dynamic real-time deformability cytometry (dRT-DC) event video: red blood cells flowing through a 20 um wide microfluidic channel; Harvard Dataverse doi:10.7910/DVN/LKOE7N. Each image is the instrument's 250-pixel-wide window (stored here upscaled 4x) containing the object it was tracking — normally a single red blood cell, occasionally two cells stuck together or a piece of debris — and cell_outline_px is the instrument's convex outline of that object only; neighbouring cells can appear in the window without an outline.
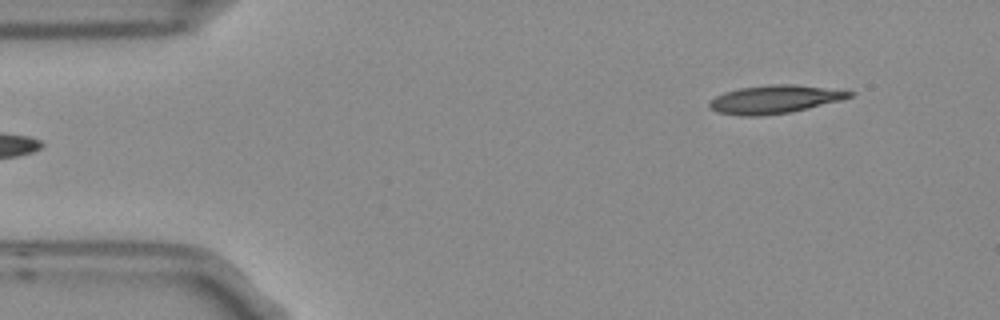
{"species": "Egyptian fruit bat (a non-hibernating species)", "species_latin": "Rousettus aegyptiacus", "temperature_condition": "room temperature", "stored_images_in_passage": 5, "camera_frame_rate_fps": 3000, "um_per_image_px": 0.085, "frame": {"image": 1, "passage_image": 5, "time_ms": 1.333, "image_size_px": [1000, 320], "cell_outline_px": [[856, 92], [852, 96], [840, 100], [792, 112], [760, 116], [740, 116], [720, 112], [712, 108], [708, 104], [716, 96], [724, 92], [740, 88], [772, 84], [792, 84]], "centroid_in_image_um": [65.84, 8.44], "position_along_channel_um": 19.2, "area_um2": 22.66}}